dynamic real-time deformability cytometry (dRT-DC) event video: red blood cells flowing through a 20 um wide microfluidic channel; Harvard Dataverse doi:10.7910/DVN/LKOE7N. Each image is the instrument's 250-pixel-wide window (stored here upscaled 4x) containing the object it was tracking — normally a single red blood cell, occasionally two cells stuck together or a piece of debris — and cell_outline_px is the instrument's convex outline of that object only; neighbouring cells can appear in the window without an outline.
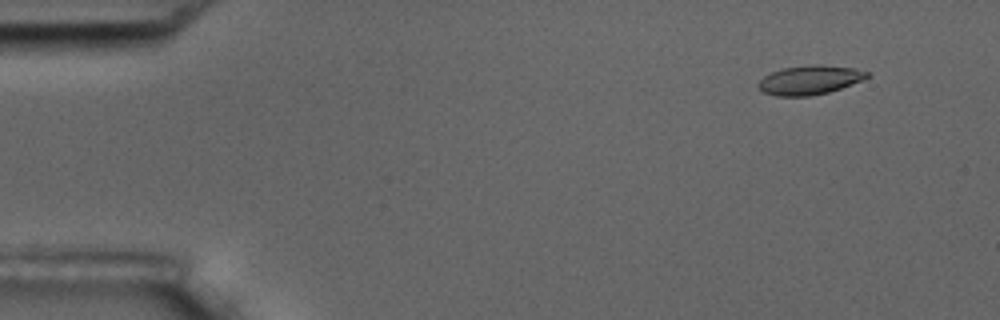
{"species": "common noctule bat (a hibernating species)", "species_latin": "Nyctalus noctula", "temperature_condition": "room temperature", "stored_images_in_passage": 16, "camera_frame_rate_fps": 3000, "um_per_image_px": 0.085, "animal": {"sex": "male", "body_mass_g": 17.5, "forearm_length_mm": 52.3}, "frame": {"image": 1, "passage_image": 5, "time_ms": 1.333, "image_size_px": [1000, 320], "cell_outline_px": [[872, 72], [868, 76], [860, 80], [840, 88], [828, 92], [808, 96], [776, 96], [764, 92], [756, 84], [764, 76], [772, 72], [784, 68], [812, 64], [816, 64], [856, 68]], "centroid_in_image_um": [68.82, 6.79], "position_along_channel_um": 16.2, "area_um2": 18.26}}